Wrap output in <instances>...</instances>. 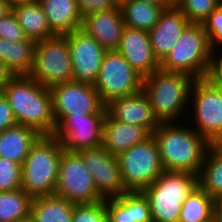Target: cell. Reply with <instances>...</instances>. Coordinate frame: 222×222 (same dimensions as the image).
Masks as SVG:
<instances>
[{
    "label": "cell",
    "instance_id": "6da1fadb",
    "mask_svg": "<svg viewBox=\"0 0 222 222\" xmlns=\"http://www.w3.org/2000/svg\"><path fill=\"white\" fill-rule=\"evenodd\" d=\"M182 123V125H181ZM160 122L152 133L165 171L199 175L211 143L188 122Z\"/></svg>",
    "mask_w": 222,
    "mask_h": 222
},
{
    "label": "cell",
    "instance_id": "7a4b0ae2",
    "mask_svg": "<svg viewBox=\"0 0 222 222\" xmlns=\"http://www.w3.org/2000/svg\"><path fill=\"white\" fill-rule=\"evenodd\" d=\"M8 100L17 124L25 125L41 135H53L56 122L49 88L29 75H17L1 91Z\"/></svg>",
    "mask_w": 222,
    "mask_h": 222
},
{
    "label": "cell",
    "instance_id": "3957f363",
    "mask_svg": "<svg viewBox=\"0 0 222 222\" xmlns=\"http://www.w3.org/2000/svg\"><path fill=\"white\" fill-rule=\"evenodd\" d=\"M195 78L183 72L161 68L143 78V92L147 95L159 122L184 121L190 111L189 97ZM181 117H183L181 119Z\"/></svg>",
    "mask_w": 222,
    "mask_h": 222
},
{
    "label": "cell",
    "instance_id": "277c9868",
    "mask_svg": "<svg viewBox=\"0 0 222 222\" xmlns=\"http://www.w3.org/2000/svg\"><path fill=\"white\" fill-rule=\"evenodd\" d=\"M62 144L54 135H42L21 165V188L32 198L54 195Z\"/></svg>",
    "mask_w": 222,
    "mask_h": 222
},
{
    "label": "cell",
    "instance_id": "5b68a950",
    "mask_svg": "<svg viewBox=\"0 0 222 222\" xmlns=\"http://www.w3.org/2000/svg\"><path fill=\"white\" fill-rule=\"evenodd\" d=\"M213 61L214 48L208 42L203 24L190 23L160 62V68L201 79L211 76Z\"/></svg>",
    "mask_w": 222,
    "mask_h": 222
},
{
    "label": "cell",
    "instance_id": "8992f818",
    "mask_svg": "<svg viewBox=\"0 0 222 222\" xmlns=\"http://www.w3.org/2000/svg\"><path fill=\"white\" fill-rule=\"evenodd\" d=\"M197 186L195 174L164 170L141 191L149 202L153 222H179L182 203Z\"/></svg>",
    "mask_w": 222,
    "mask_h": 222
},
{
    "label": "cell",
    "instance_id": "52a82bcc",
    "mask_svg": "<svg viewBox=\"0 0 222 222\" xmlns=\"http://www.w3.org/2000/svg\"><path fill=\"white\" fill-rule=\"evenodd\" d=\"M189 104L191 106L188 109L192 114L186 116L193 120H186H191L188 125L211 144H222V86L211 76L195 79L190 90Z\"/></svg>",
    "mask_w": 222,
    "mask_h": 222
},
{
    "label": "cell",
    "instance_id": "ba28073f",
    "mask_svg": "<svg viewBox=\"0 0 222 222\" xmlns=\"http://www.w3.org/2000/svg\"><path fill=\"white\" fill-rule=\"evenodd\" d=\"M117 159L121 179L128 192H141L164 171L153 134L119 154Z\"/></svg>",
    "mask_w": 222,
    "mask_h": 222
},
{
    "label": "cell",
    "instance_id": "9c48e42d",
    "mask_svg": "<svg viewBox=\"0 0 222 222\" xmlns=\"http://www.w3.org/2000/svg\"><path fill=\"white\" fill-rule=\"evenodd\" d=\"M29 76L46 88L73 80L71 55L65 35L36 43L34 65Z\"/></svg>",
    "mask_w": 222,
    "mask_h": 222
},
{
    "label": "cell",
    "instance_id": "30bf717a",
    "mask_svg": "<svg viewBox=\"0 0 222 222\" xmlns=\"http://www.w3.org/2000/svg\"><path fill=\"white\" fill-rule=\"evenodd\" d=\"M94 87L106 106L115 99L142 91L143 77L117 50L106 51Z\"/></svg>",
    "mask_w": 222,
    "mask_h": 222
},
{
    "label": "cell",
    "instance_id": "8fae6325",
    "mask_svg": "<svg viewBox=\"0 0 222 222\" xmlns=\"http://www.w3.org/2000/svg\"><path fill=\"white\" fill-rule=\"evenodd\" d=\"M54 195L73 204H91L104 200L98 193L90 171L77 152L63 151Z\"/></svg>",
    "mask_w": 222,
    "mask_h": 222
},
{
    "label": "cell",
    "instance_id": "7c38bea8",
    "mask_svg": "<svg viewBox=\"0 0 222 222\" xmlns=\"http://www.w3.org/2000/svg\"><path fill=\"white\" fill-rule=\"evenodd\" d=\"M52 97V110L56 124L65 115H106L94 85L69 81L49 88Z\"/></svg>",
    "mask_w": 222,
    "mask_h": 222
},
{
    "label": "cell",
    "instance_id": "4fadbf2b",
    "mask_svg": "<svg viewBox=\"0 0 222 222\" xmlns=\"http://www.w3.org/2000/svg\"><path fill=\"white\" fill-rule=\"evenodd\" d=\"M106 115H65L57 124L54 136L64 151L78 152L102 144Z\"/></svg>",
    "mask_w": 222,
    "mask_h": 222
},
{
    "label": "cell",
    "instance_id": "5bb4252c",
    "mask_svg": "<svg viewBox=\"0 0 222 222\" xmlns=\"http://www.w3.org/2000/svg\"><path fill=\"white\" fill-rule=\"evenodd\" d=\"M77 153L90 171L96 189L103 199L116 198L128 192L121 179L117 156L110 154L102 144Z\"/></svg>",
    "mask_w": 222,
    "mask_h": 222
},
{
    "label": "cell",
    "instance_id": "9a60e30c",
    "mask_svg": "<svg viewBox=\"0 0 222 222\" xmlns=\"http://www.w3.org/2000/svg\"><path fill=\"white\" fill-rule=\"evenodd\" d=\"M65 37L71 55L73 81L94 85L107 50L81 28Z\"/></svg>",
    "mask_w": 222,
    "mask_h": 222
},
{
    "label": "cell",
    "instance_id": "2e32d148",
    "mask_svg": "<svg viewBox=\"0 0 222 222\" xmlns=\"http://www.w3.org/2000/svg\"><path fill=\"white\" fill-rule=\"evenodd\" d=\"M117 51L143 78L160 68V63L153 54L147 31L125 26Z\"/></svg>",
    "mask_w": 222,
    "mask_h": 222
},
{
    "label": "cell",
    "instance_id": "e0dca14e",
    "mask_svg": "<svg viewBox=\"0 0 222 222\" xmlns=\"http://www.w3.org/2000/svg\"><path fill=\"white\" fill-rule=\"evenodd\" d=\"M107 113L118 122L145 127L151 134L160 122L154 115L153 108L142 91L132 96L115 99L106 106Z\"/></svg>",
    "mask_w": 222,
    "mask_h": 222
},
{
    "label": "cell",
    "instance_id": "ac0fdd59",
    "mask_svg": "<svg viewBox=\"0 0 222 222\" xmlns=\"http://www.w3.org/2000/svg\"><path fill=\"white\" fill-rule=\"evenodd\" d=\"M189 24L186 16L176 5L164 9L157 24L148 32L153 54L159 63L175 46Z\"/></svg>",
    "mask_w": 222,
    "mask_h": 222
},
{
    "label": "cell",
    "instance_id": "d6986e66",
    "mask_svg": "<svg viewBox=\"0 0 222 222\" xmlns=\"http://www.w3.org/2000/svg\"><path fill=\"white\" fill-rule=\"evenodd\" d=\"M125 27L120 6L91 13L82 19L81 29L96 39L107 51L117 50Z\"/></svg>",
    "mask_w": 222,
    "mask_h": 222
},
{
    "label": "cell",
    "instance_id": "ffe728a7",
    "mask_svg": "<svg viewBox=\"0 0 222 222\" xmlns=\"http://www.w3.org/2000/svg\"><path fill=\"white\" fill-rule=\"evenodd\" d=\"M150 135L145 127L118 122L106 113L103 121L102 146L110 154L118 156Z\"/></svg>",
    "mask_w": 222,
    "mask_h": 222
},
{
    "label": "cell",
    "instance_id": "44dd1931",
    "mask_svg": "<svg viewBox=\"0 0 222 222\" xmlns=\"http://www.w3.org/2000/svg\"><path fill=\"white\" fill-rule=\"evenodd\" d=\"M108 222H153L149 202L142 192H126L106 199Z\"/></svg>",
    "mask_w": 222,
    "mask_h": 222
},
{
    "label": "cell",
    "instance_id": "7402d4cb",
    "mask_svg": "<svg viewBox=\"0 0 222 222\" xmlns=\"http://www.w3.org/2000/svg\"><path fill=\"white\" fill-rule=\"evenodd\" d=\"M41 136L38 131L25 125L16 124L6 128L0 133V157L22 165Z\"/></svg>",
    "mask_w": 222,
    "mask_h": 222
},
{
    "label": "cell",
    "instance_id": "603a6c76",
    "mask_svg": "<svg viewBox=\"0 0 222 222\" xmlns=\"http://www.w3.org/2000/svg\"><path fill=\"white\" fill-rule=\"evenodd\" d=\"M55 35H66L81 28L82 16L77 0H39Z\"/></svg>",
    "mask_w": 222,
    "mask_h": 222
},
{
    "label": "cell",
    "instance_id": "cb8c5ba5",
    "mask_svg": "<svg viewBox=\"0 0 222 222\" xmlns=\"http://www.w3.org/2000/svg\"><path fill=\"white\" fill-rule=\"evenodd\" d=\"M36 41L28 39L12 42L0 38V61L17 75H29L34 65Z\"/></svg>",
    "mask_w": 222,
    "mask_h": 222
},
{
    "label": "cell",
    "instance_id": "d4e9b609",
    "mask_svg": "<svg viewBox=\"0 0 222 222\" xmlns=\"http://www.w3.org/2000/svg\"><path fill=\"white\" fill-rule=\"evenodd\" d=\"M18 23L28 39L36 42L55 36L39 0H33L12 8Z\"/></svg>",
    "mask_w": 222,
    "mask_h": 222
},
{
    "label": "cell",
    "instance_id": "484cf974",
    "mask_svg": "<svg viewBox=\"0 0 222 222\" xmlns=\"http://www.w3.org/2000/svg\"><path fill=\"white\" fill-rule=\"evenodd\" d=\"M74 204L56 195L33 198L30 218L34 222H71Z\"/></svg>",
    "mask_w": 222,
    "mask_h": 222
},
{
    "label": "cell",
    "instance_id": "4316f807",
    "mask_svg": "<svg viewBox=\"0 0 222 222\" xmlns=\"http://www.w3.org/2000/svg\"><path fill=\"white\" fill-rule=\"evenodd\" d=\"M198 185L212 198H222V144H211L198 175Z\"/></svg>",
    "mask_w": 222,
    "mask_h": 222
},
{
    "label": "cell",
    "instance_id": "83f0119b",
    "mask_svg": "<svg viewBox=\"0 0 222 222\" xmlns=\"http://www.w3.org/2000/svg\"><path fill=\"white\" fill-rule=\"evenodd\" d=\"M126 27L149 32L159 21L163 6L141 0H126L120 5Z\"/></svg>",
    "mask_w": 222,
    "mask_h": 222
},
{
    "label": "cell",
    "instance_id": "f1b7e54d",
    "mask_svg": "<svg viewBox=\"0 0 222 222\" xmlns=\"http://www.w3.org/2000/svg\"><path fill=\"white\" fill-rule=\"evenodd\" d=\"M214 201L198 185L182 203L179 222H213Z\"/></svg>",
    "mask_w": 222,
    "mask_h": 222
},
{
    "label": "cell",
    "instance_id": "f546056e",
    "mask_svg": "<svg viewBox=\"0 0 222 222\" xmlns=\"http://www.w3.org/2000/svg\"><path fill=\"white\" fill-rule=\"evenodd\" d=\"M32 201L22 188L0 192V222H22L29 218Z\"/></svg>",
    "mask_w": 222,
    "mask_h": 222
},
{
    "label": "cell",
    "instance_id": "4dcf8cb0",
    "mask_svg": "<svg viewBox=\"0 0 222 222\" xmlns=\"http://www.w3.org/2000/svg\"><path fill=\"white\" fill-rule=\"evenodd\" d=\"M221 4V0H175L190 23L202 24Z\"/></svg>",
    "mask_w": 222,
    "mask_h": 222
},
{
    "label": "cell",
    "instance_id": "1f68e13d",
    "mask_svg": "<svg viewBox=\"0 0 222 222\" xmlns=\"http://www.w3.org/2000/svg\"><path fill=\"white\" fill-rule=\"evenodd\" d=\"M71 222H108L106 199L91 204H74Z\"/></svg>",
    "mask_w": 222,
    "mask_h": 222
},
{
    "label": "cell",
    "instance_id": "d6a6232c",
    "mask_svg": "<svg viewBox=\"0 0 222 222\" xmlns=\"http://www.w3.org/2000/svg\"><path fill=\"white\" fill-rule=\"evenodd\" d=\"M21 188V164L0 157V192Z\"/></svg>",
    "mask_w": 222,
    "mask_h": 222
},
{
    "label": "cell",
    "instance_id": "836d02e7",
    "mask_svg": "<svg viewBox=\"0 0 222 222\" xmlns=\"http://www.w3.org/2000/svg\"><path fill=\"white\" fill-rule=\"evenodd\" d=\"M202 24L208 35L209 44L214 49L222 46V4L212 11Z\"/></svg>",
    "mask_w": 222,
    "mask_h": 222
},
{
    "label": "cell",
    "instance_id": "e575fe53",
    "mask_svg": "<svg viewBox=\"0 0 222 222\" xmlns=\"http://www.w3.org/2000/svg\"><path fill=\"white\" fill-rule=\"evenodd\" d=\"M0 38L12 42L28 40L13 11L0 19Z\"/></svg>",
    "mask_w": 222,
    "mask_h": 222
},
{
    "label": "cell",
    "instance_id": "d590c367",
    "mask_svg": "<svg viewBox=\"0 0 222 222\" xmlns=\"http://www.w3.org/2000/svg\"><path fill=\"white\" fill-rule=\"evenodd\" d=\"M82 18L99 11L110 10L117 7L115 0H77Z\"/></svg>",
    "mask_w": 222,
    "mask_h": 222
},
{
    "label": "cell",
    "instance_id": "8d00e7d4",
    "mask_svg": "<svg viewBox=\"0 0 222 222\" xmlns=\"http://www.w3.org/2000/svg\"><path fill=\"white\" fill-rule=\"evenodd\" d=\"M16 124L17 122L11 106L9 105L5 95L0 92V133L6 128L12 127Z\"/></svg>",
    "mask_w": 222,
    "mask_h": 222
},
{
    "label": "cell",
    "instance_id": "74e56055",
    "mask_svg": "<svg viewBox=\"0 0 222 222\" xmlns=\"http://www.w3.org/2000/svg\"><path fill=\"white\" fill-rule=\"evenodd\" d=\"M211 77L222 86V46L214 49V61Z\"/></svg>",
    "mask_w": 222,
    "mask_h": 222
},
{
    "label": "cell",
    "instance_id": "f35d334b",
    "mask_svg": "<svg viewBox=\"0 0 222 222\" xmlns=\"http://www.w3.org/2000/svg\"><path fill=\"white\" fill-rule=\"evenodd\" d=\"M14 73L0 61V92L14 78Z\"/></svg>",
    "mask_w": 222,
    "mask_h": 222
},
{
    "label": "cell",
    "instance_id": "ab89813d",
    "mask_svg": "<svg viewBox=\"0 0 222 222\" xmlns=\"http://www.w3.org/2000/svg\"><path fill=\"white\" fill-rule=\"evenodd\" d=\"M213 222H222V198H217L214 201Z\"/></svg>",
    "mask_w": 222,
    "mask_h": 222
},
{
    "label": "cell",
    "instance_id": "60d3db41",
    "mask_svg": "<svg viewBox=\"0 0 222 222\" xmlns=\"http://www.w3.org/2000/svg\"><path fill=\"white\" fill-rule=\"evenodd\" d=\"M141 1H144L145 3L157 5V6H163L165 9L175 5L174 0H141Z\"/></svg>",
    "mask_w": 222,
    "mask_h": 222
},
{
    "label": "cell",
    "instance_id": "b9f144b4",
    "mask_svg": "<svg viewBox=\"0 0 222 222\" xmlns=\"http://www.w3.org/2000/svg\"><path fill=\"white\" fill-rule=\"evenodd\" d=\"M10 12H12V7L4 0H0V19L4 18Z\"/></svg>",
    "mask_w": 222,
    "mask_h": 222
},
{
    "label": "cell",
    "instance_id": "7bdbcfd3",
    "mask_svg": "<svg viewBox=\"0 0 222 222\" xmlns=\"http://www.w3.org/2000/svg\"><path fill=\"white\" fill-rule=\"evenodd\" d=\"M6 3H8L12 8L25 4L27 2H31L33 0H4Z\"/></svg>",
    "mask_w": 222,
    "mask_h": 222
},
{
    "label": "cell",
    "instance_id": "ee69618b",
    "mask_svg": "<svg viewBox=\"0 0 222 222\" xmlns=\"http://www.w3.org/2000/svg\"><path fill=\"white\" fill-rule=\"evenodd\" d=\"M22 222H34L33 220H32V218H27V219H25L24 221H22Z\"/></svg>",
    "mask_w": 222,
    "mask_h": 222
},
{
    "label": "cell",
    "instance_id": "f6af8a7d",
    "mask_svg": "<svg viewBox=\"0 0 222 222\" xmlns=\"http://www.w3.org/2000/svg\"><path fill=\"white\" fill-rule=\"evenodd\" d=\"M124 1H126V0H115V2L118 4V5H120L122 2H124Z\"/></svg>",
    "mask_w": 222,
    "mask_h": 222
}]
</instances>
